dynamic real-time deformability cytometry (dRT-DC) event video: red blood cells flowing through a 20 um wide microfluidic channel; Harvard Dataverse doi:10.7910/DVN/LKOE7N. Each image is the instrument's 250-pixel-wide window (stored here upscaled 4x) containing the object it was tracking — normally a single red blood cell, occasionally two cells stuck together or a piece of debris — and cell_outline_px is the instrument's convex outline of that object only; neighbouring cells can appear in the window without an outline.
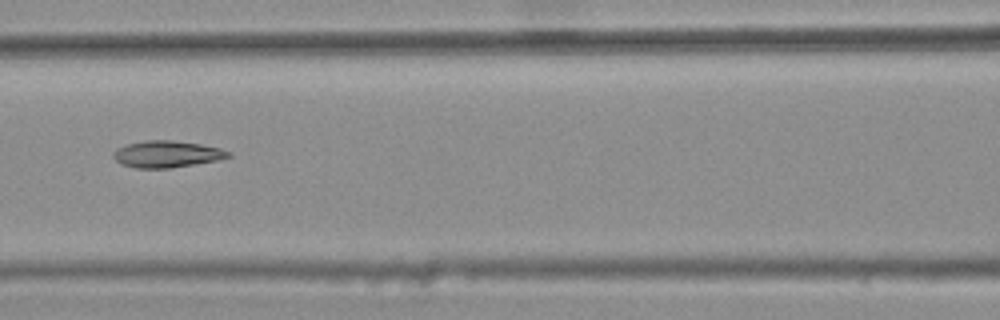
{"species": "common noctule bat (a hibernating species)", "species_latin": "Nyctalus noctula", "temperature_condition": "warm", "stored_images_in_passage": 9, "camera_frame_rate_fps": 3000, "um_per_image_px": 0.085, "animal": {"sex": "female", "body_mass_g": 25.1}, "frame": {"image": 1, "passage_image": 6, "time_ms": 1.667, "image_size_px": [1000, 320], "cell_outline_px": [[232, 156], [216, 160], [168, 168], [136, 168], [120, 164], [112, 156], [112, 152], [116, 148], [128, 144], [144, 140], [172, 140], [200, 144], [220, 148], [232, 152]], "centroid_in_image_um": [14.15, 13.09], "position_along_channel_um": 152.5, "area_um2": 17.86}}
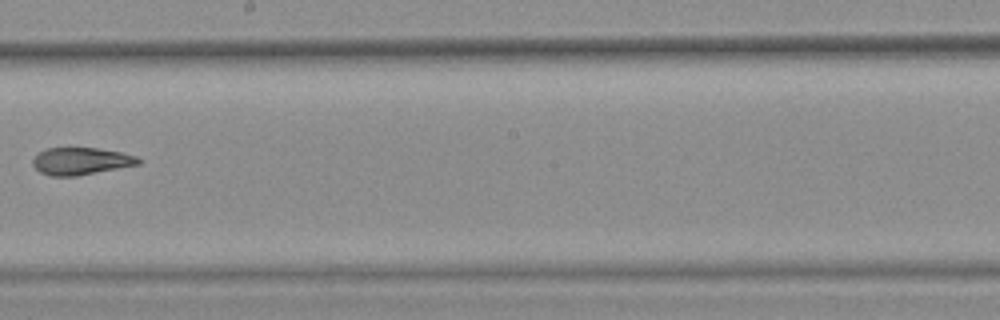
{"frame": {"image": 2, "passage_image": 8, "time_ms": 2.333, "image_size_px": [1000, 320], "cell_outline_px": [[140, 164], [76, 176], [52, 176], [40, 172], [32, 164], [32, 160], [44, 148], [96, 148], [120, 152], [136, 156], [140, 160]], "centroid_in_image_um": [6.86, 13.69], "position_along_channel_um": 241.3, "area_um2": 16.59}}
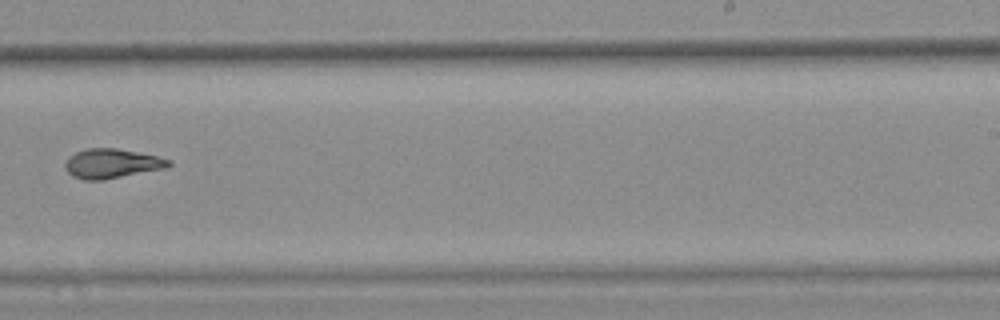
{"frame": {"image": 3, "passage_image": 9, "time_ms": 2.667, "image_size_px": [1000, 320], "cell_outline_px": [[172, 164], [168, 168], [104, 180], [84, 180], [72, 176], [68, 172], [64, 164], [68, 156], [76, 152], [88, 148], [116, 148], [156, 156], [172, 160]], "centroid_in_image_um": [9.52, 13.91], "position_along_channel_um": 279.5, "area_um2": 17.92}}